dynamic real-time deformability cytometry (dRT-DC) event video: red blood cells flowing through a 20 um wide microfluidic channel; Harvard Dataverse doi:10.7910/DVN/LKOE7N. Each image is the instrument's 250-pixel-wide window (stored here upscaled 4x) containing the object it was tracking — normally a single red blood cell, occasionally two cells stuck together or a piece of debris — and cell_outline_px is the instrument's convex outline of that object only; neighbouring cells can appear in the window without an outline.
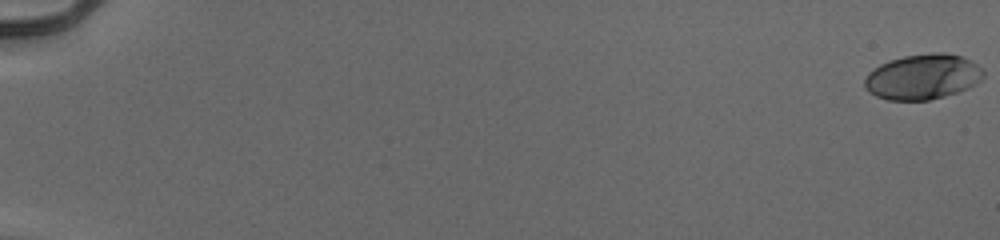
{"species": "human", "species_latin": "Homo sapiens", "temperature_condition": "cold", "stored_images_in_passage": 56, "camera_frame_rate_fps": 3000, "um_per_image_px": 0.085, "donor": {"sex": "male"}, "frame": {"image": 1, "passage_image": 1, "time_ms": 0.0, "image_size_px": [1000, 240], "cell_outline_px": [[984, 76], [980, 80], [968, 88], [944, 96], [928, 100], [888, 100], [876, 96], [868, 92], [864, 88], [864, 80], [868, 72], [872, 68], [888, 60], [904, 56], [936, 52], [944, 52], [960, 56], [984, 68]], "centroid_in_image_um": [78.39, 6.52], "position_along_channel_um": 6.6, "area_um2": 31.44}}
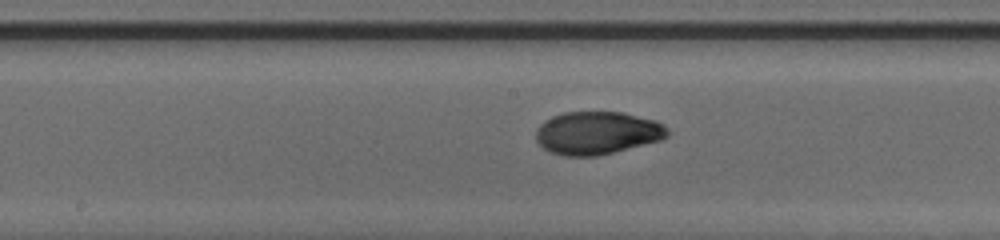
{"frame": {"image": 2, "passage_image": 32, "time_ms": 10.333, "image_size_px": [1000, 240], "cell_outline_px": [[668, 136], [660, 140], [596, 156], [564, 156], [548, 152], [536, 140], [536, 128], [544, 120], [552, 116], [564, 112], [624, 112], [656, 120], [664, 124], [668, 128]], "centroid_in_image_um": [50.74, 11.29], "position_along_channel_um": 197.5, "area_um2": 33.0}}
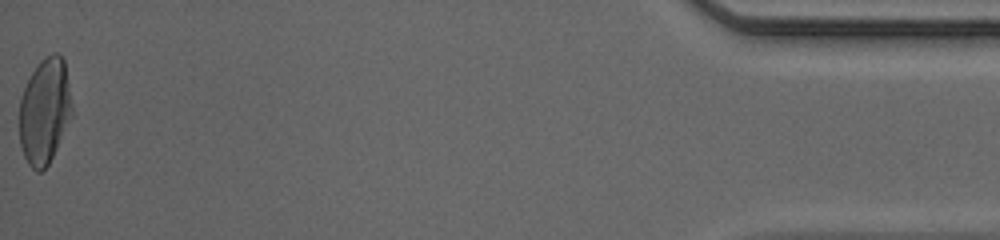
{"frame": {"image": 3, "passage_image": 56, "time_ms": 18.333, "image_size_px": [1000, 240], "cell_outline_px": [[72, 116], [48, 164], [40, 172], [36, 172], [28, 164], [24, 156], [20, 144], [20, 100], [24, 88], [32, 72], [40, 60], [44, 56], [52, 52], [56, 52], [64, 60], [72, 104]], "centroid_in_image_um": [3.8, 9.42], "position_along_channel_um": 431.4, "area_um2": 32.19}, "authors_computed_cell_mechanics": {"area_um2": 31.4721, "velocity_mm_per_s": 3.9587, "shape_relaxation_time_tau1_ms": 4.7124, "shape_relaxation_time_tau2_ms": 1.1625, "deformation_change_tau1": 0.1982, "deformation_change_tau2": 0.0406}}